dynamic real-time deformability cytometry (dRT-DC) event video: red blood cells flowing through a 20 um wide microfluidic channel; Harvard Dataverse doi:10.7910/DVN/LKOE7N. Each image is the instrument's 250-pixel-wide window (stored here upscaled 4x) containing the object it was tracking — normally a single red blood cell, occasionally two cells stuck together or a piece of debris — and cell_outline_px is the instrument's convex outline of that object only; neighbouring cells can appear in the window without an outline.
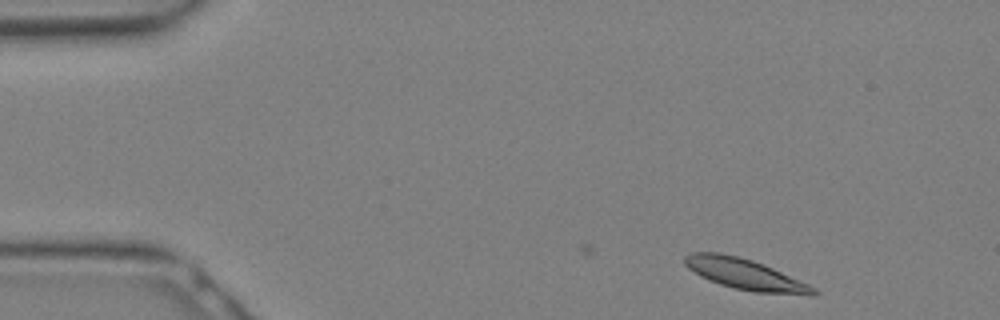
{"species": "Egyptian fruit bat (a non-hibernating species)", "species_latin": "Rousettus aegyptiacus", "temperature_condition": "warm", "stored_images_in_passage": 14, "camera_frame_rate_fps": 3000, "um_per_image_px": 0.085, "animal": {"sex": "female"}, "frame": {"image": 1, "passage_image": 1, "time_ms": 0.0, "image_size_px": [1000, 320], "cell_outline_px": [[820, 292], [816, 296], [808, 296], [756, 292], [736, 288], [720, 284], [708, 280], [700, 276], [688, 268], [684, 264], [684, 256], [692, 252], [720, 252], [752, 260], [764, 264], [808, 284], [816, 288]], "centroid_in_image_um": [63.37, 23.32], "position_along_channel_um": 21.6, "area_um2": 23.24}}
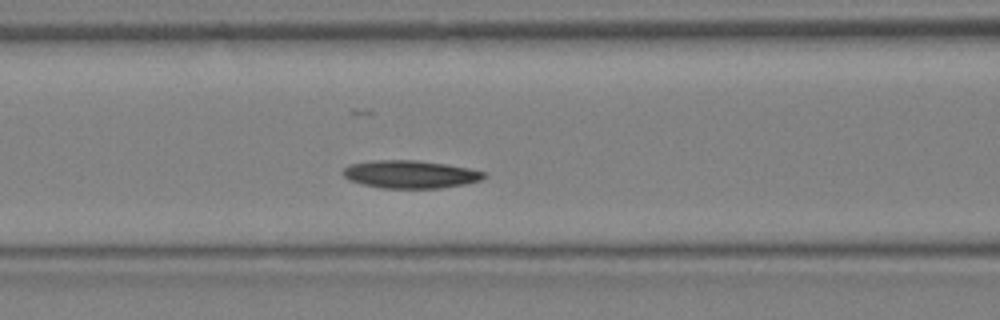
{"frame": {"image": 2, "passage_image": 10, "time_ms": 3.0, "image_size_px": [1000, 320], "cell_outline_px": [[488, 176], [480, 180], [468, 184], [440, 188], [380, 188], [348, 180], [340, 172], [348, 164], [372, 160], [416, 160], [448, 164], [488, 172]], "centroid_in_image_um": [34.89, 14.81], "position_along_channel_um": 131.7, "area_um2": 23.24}}
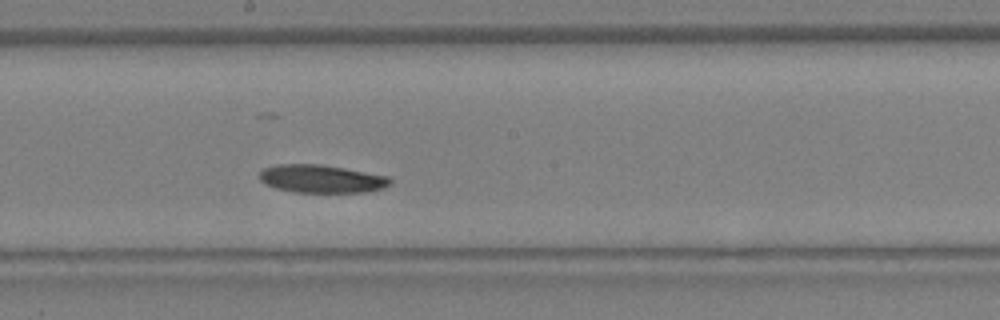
{"frame": {"image": 3, "passage_image": 14, "time_ms": 4.333, "image_size_px": [1000, 320], "cell_outline_px": [[392, 184], [384, 188], [368, 192], [292, 192], [276, 188], [264, 184], [260, 180], [260, 172], [264, 168], [276, 164], [320, 164], [344, 168], [388, 176], [392, 180]], "centroid_in_image_um": [27.33, 15.2], "position_along_channel_um": 220.9, "area_um2": 21.44}}